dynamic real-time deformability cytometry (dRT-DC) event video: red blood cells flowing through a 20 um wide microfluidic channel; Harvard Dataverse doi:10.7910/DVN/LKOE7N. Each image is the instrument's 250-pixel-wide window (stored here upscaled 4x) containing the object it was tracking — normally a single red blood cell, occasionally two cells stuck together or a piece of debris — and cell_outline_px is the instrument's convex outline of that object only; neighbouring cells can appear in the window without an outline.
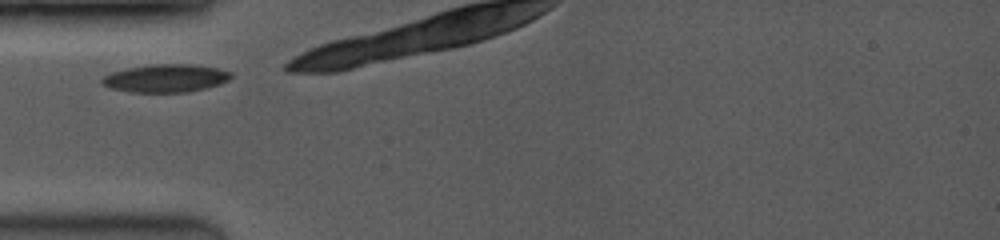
{"species": "common noctule bat (a hibernating species)", "species_latin": "Nyctalus noctula", "temperature_condition": "room temperature", "stored_images_in_passage": 4, "camera_frame_rate_fps": 3500, "um_per_image_px": 0.085, "animal": {"sex": "female", "body_mass_g": 19.0, "forearm_length_mm": 53.3}, "frame": {"image": 1, "passage_image": 1, "time_ms": 0.0, "image_size_px": [1000, 240], "cell_outline_px": [[232, 76], [228, 80], [220, 84], [188, 92], [132, 92], [108, 88], [100, 80], [104, 76], [112, 72], [128, 68], [152, 64], [188, 64], [216, 68], [232, 72]], "centroid_in_image_um": [14.08, 6.65], "position_along_channel_um": 70.9, "area_um2": 20.87}}